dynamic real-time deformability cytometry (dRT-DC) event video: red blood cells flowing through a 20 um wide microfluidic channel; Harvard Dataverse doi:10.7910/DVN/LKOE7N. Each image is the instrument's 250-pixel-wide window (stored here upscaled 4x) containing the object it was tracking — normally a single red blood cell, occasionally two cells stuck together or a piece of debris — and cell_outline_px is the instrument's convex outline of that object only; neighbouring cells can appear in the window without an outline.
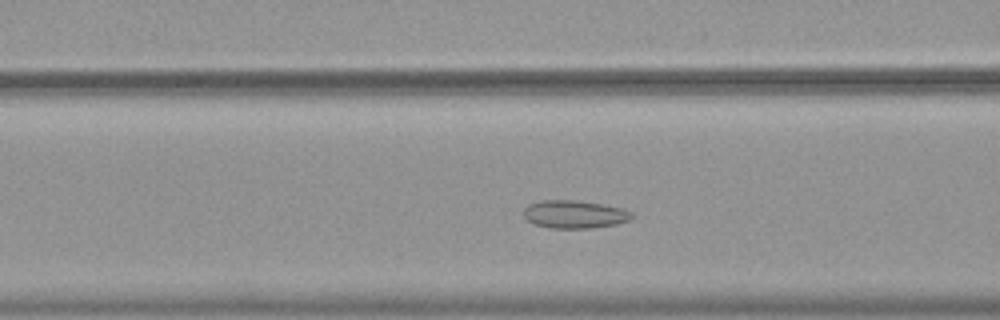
{"species": "common noctule bat (a hibernating species)", "species_latin": "Nyctalus noctula", "temperature_condition": "warm", "stored_images_in_passage": 46, "camera_frame_rate_fps": 3000, "um_per_image_px": 0.085, "animal": {"sex": "female", "body_mass_g": 19.9}, "frame": {"image": 1, "passage_image": 14, "time_ms": 4.333, "image_size_px": [1000, 320], "cell_outline_px": [[632, 216], [628, 220], [616, 224], [592, 228], [552, 228], [536, 224], [528, 220], [524, 216], [524, 208], [528, 204], [544, 200], [576, 200], [624, 208], [632, 212]], "centroid_in_image_um": [48.84, 18.21], "position_along_channel_um": 117.8, "area_um2": 17.46}}
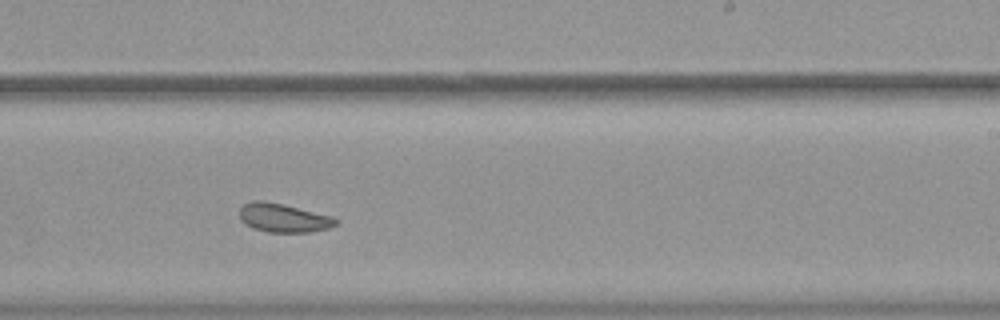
{"frame": {"image": 2, "passage_image": 26, "time_ms": 8.333, "image_size_px": [1000, 320], "cell_outline_px": [[340, 224], [328, 228], [312, 232], [268, 232], [252, 228], [240, 220], [240, 208], [244, 204], [252, 200], [264, 200], [284, 204], [332, 216], [340, 220]], "centroid_in_image_um": [24.12, 18.52], "position_along_channel_um": 264.9, "area_um2": 16.36}}
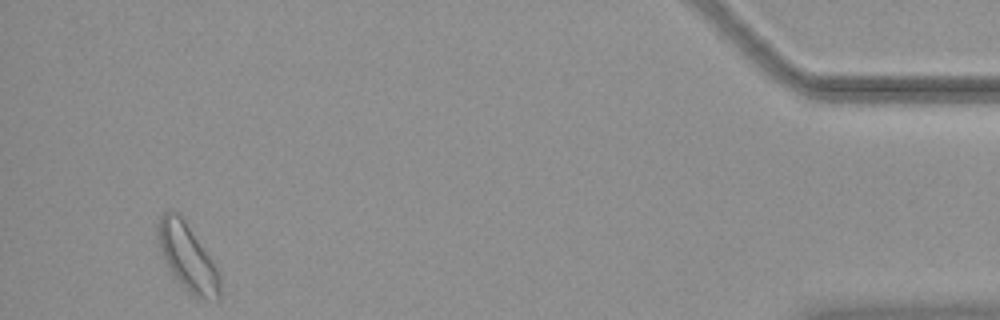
{"frame": {"image": 3, "passage_image": 44, "time_ms": 14.333, "image_size_px": [1000, 320], "cell_outline_px": [[220, 300], [208, 300], [196, 296], [188, 292], [176, 280], [164, 260], [160, 248], [156, 232], [160, 216], [168, 208], [176, 212], [184, 220], [220, 272]], "centroid_in_image_um": [15.93, 21.88], "position_along_channel_um": 419.3, "area_um2": 23.99}, "authors_computed_cell_mechanics": {"area_um2": 18.3226, "velocity_mm_per_s": 3.6986, "shape_relaxation_time_tau1_ms": null, "shape_relaxation_time_tau2_ms": 2.0244, "deformation_change_tau1": null, "deformation_change_tau2": 0.0866}}